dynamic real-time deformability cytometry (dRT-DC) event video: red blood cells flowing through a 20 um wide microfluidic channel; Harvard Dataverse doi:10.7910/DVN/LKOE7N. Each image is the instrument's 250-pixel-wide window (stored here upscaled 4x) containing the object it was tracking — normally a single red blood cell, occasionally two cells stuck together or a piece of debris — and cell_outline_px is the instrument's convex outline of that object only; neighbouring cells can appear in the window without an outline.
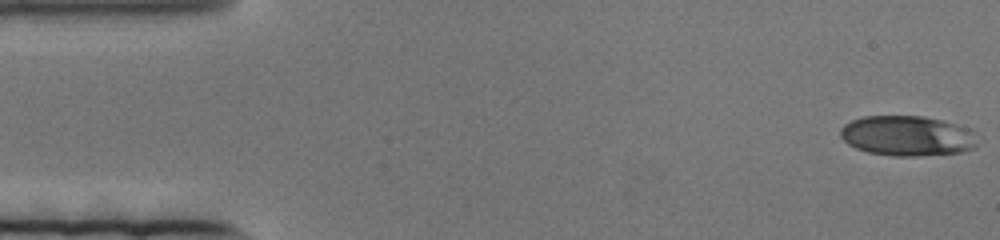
{"species": "human", "species_latin": "Homo sapiens", "temperature_condition": "cold", "stored_images_in_passage": 83, "camera_frame_rate_fps": 3000, "um_per_image_px": 0.085, "donor": {"sex": "female"}, "frame": {"image": 1, "passage_image": 1, "time_ms": 0.0, "image_size_px": [1000, 240], "cell_outline_px": [[976, 144], [972, 148], [960, 152], [920, 156], [896, 156], [868, 152], [856, 148], [848, 144], [840, 136], [840, 128], [844, 124], [852, 120], [864, 116], [924, 116], [956, 124], [968, 128]], "centroid_in_image_um": [77.04, 11.54], "position_along_channel_um": 8.0, "area_um2": 31.73}}
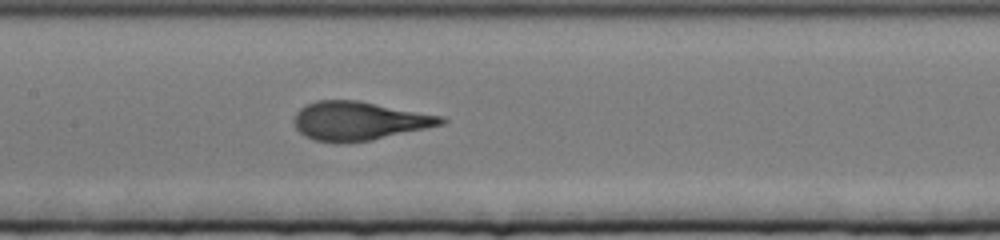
{"frame": {"image": 2, "passage_image": 38, "time_ms": 12.333, "image_size_px": [1000, 240], "cell_outline_px": [[448, 120], [444, 124], [372, 140], [340, 144], [316, 140], [300, 132], [296, 128], [292, 120], [296, 112], [300, 108], [316, 100], [356, 100], [444, 116]], "centroid_in_image_um": [30.52, 10.28], "position_along_channel_um": 176.9, "area_um2": 33.18}}
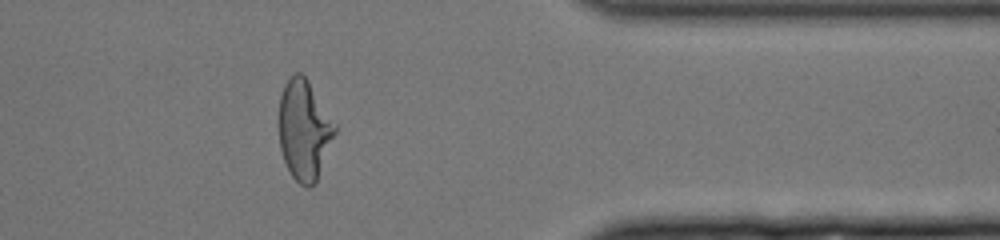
{"frame": {"image": 3, "passage_image": 67, "time_ms": 22.0, "image_size_px": [1000, 240], "cell_outline_px": [[336, 132], [316, 184], [308, 188], [300, 184], [292, 176], [284, 160], [280, 148], [276, 116], [280, 96], [284, 84], [292, 72], [300, 72], [308, 80], [336, 124]], "centroid_in_image_um": [25.82, 11.03], "position_along_channel_um": 385.6, "area_um2": 33.35}}